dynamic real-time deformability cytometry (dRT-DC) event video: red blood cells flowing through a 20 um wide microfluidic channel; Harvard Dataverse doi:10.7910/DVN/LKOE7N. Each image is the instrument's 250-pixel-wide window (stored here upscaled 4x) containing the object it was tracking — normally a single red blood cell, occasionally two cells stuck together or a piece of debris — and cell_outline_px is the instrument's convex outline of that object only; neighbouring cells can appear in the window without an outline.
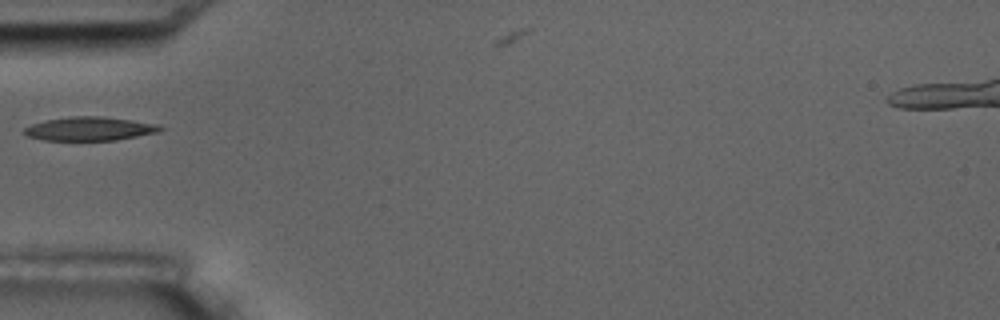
{"species": "common noctule bat (a hibernating species)", "species_latin": "Nyctalus noctula", "temperature_condition": "room temperature", "stored_images_in_passage": 2, "camera_frame_rate_fps": 3000, "um_per_image_px": 0.085, "animal": {"sex": "male", "body_mass_g": 17.5, "forearm_length_mm": 52.3}, "frame": {"image": 1, "passage_image": 1, "time_ms": 0.0, "image_size_px": [1000, 320], "cell_outline_px": [[164, 128], [160, 132], [116, 140], [44, 140], [28, 136], [20, 132], [24, 128], [32, 124], [44, 120], [68, 116], [100, 116], [132, 120], [160, 124]], "centroid_in_image_um": [7.62, 10.94], "position_along_channel_um": 77.4, "area_um2": 19.02}}